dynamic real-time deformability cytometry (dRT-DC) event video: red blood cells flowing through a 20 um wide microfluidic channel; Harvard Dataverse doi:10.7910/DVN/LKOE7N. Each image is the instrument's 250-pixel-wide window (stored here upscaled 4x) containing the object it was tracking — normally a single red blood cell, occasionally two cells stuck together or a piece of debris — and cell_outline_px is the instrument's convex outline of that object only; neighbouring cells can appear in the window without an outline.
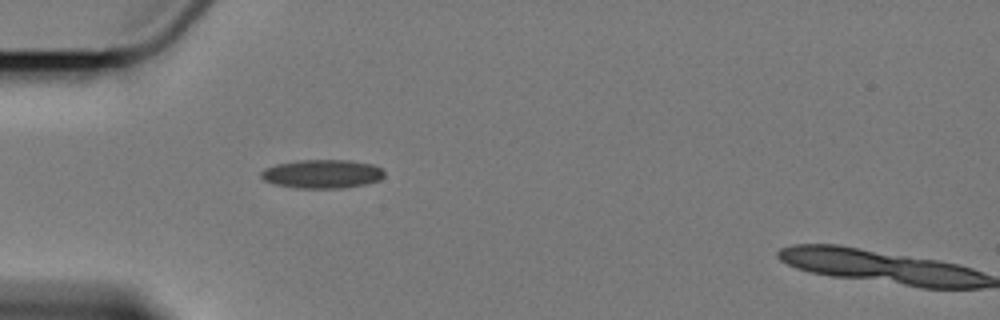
{"species": "Egyptian fruit bat (a non-hibernating species)", "species_latin": "Rousettus aegyptiacus", "temperature_condition": "cold", "stored_images_in_passage": 2, "camera_frame_rate_fps": 3000, "um_per_image_px": 0.085, "animal": {"sex": "female"}, "frame": {"image": 1, "passage_image": 1, "time_ms": 0.0, "image_size_px": [1000, 320], "cell_outline_px": [[384, 176], [380, 180], [364, 184], [340, 188], [296, 188], [276, 184], [264, 180], [260, 176], [260, 172], [264, 168], [276, 164], [300, 160], [348, 160], [372, 164], [384, 168]], "centroid_in_image_um": [27.39, 14.77], "position_along_channel_um": 57.6, "area_um2": 20.63}}